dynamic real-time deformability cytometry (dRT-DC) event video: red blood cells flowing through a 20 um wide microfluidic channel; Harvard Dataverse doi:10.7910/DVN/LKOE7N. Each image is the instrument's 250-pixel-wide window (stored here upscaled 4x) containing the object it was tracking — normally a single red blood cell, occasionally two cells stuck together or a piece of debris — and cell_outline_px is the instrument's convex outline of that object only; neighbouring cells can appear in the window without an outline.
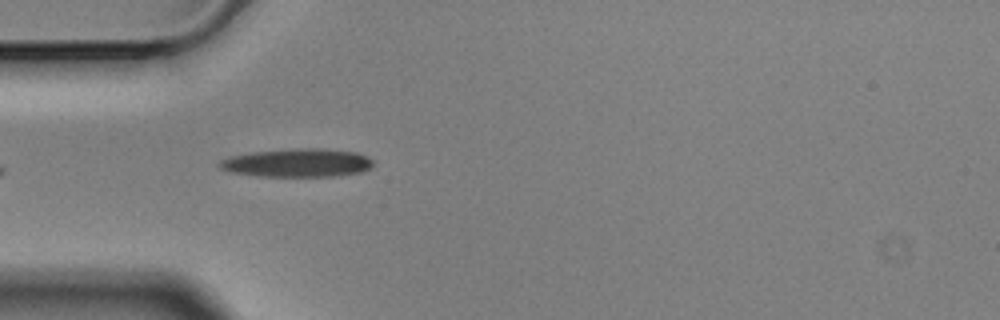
{"species": "Egyptian fruit bat (a non-hibernating species)", "species_latin": "Rousettus aegyptiacus", "temperature_condition": "cold", "stored_images_in_passage": 6, "camera_frame_rate_fps": 3000, "um_per_image_px": 0.085, "animal": {"sex": "male"}, "frame": {"image": 1, "passage_image": 5, "time_ms": 1.333, "image_size_px": [1000, 320], "cell_outline_px": [[376, 160], [372, 168], [364, 172], [336, 176], [260, 176], [232, 172], [220, 168], [216, 164], [220, 160], [232, 156], [252, 152], [296, 148], [316, 148], [356, 152], [368, 156]], "centroid_in_image_um": [25.36, 13.84], "position_along_channel_um": 59.6, "area_um2": 25.61}}
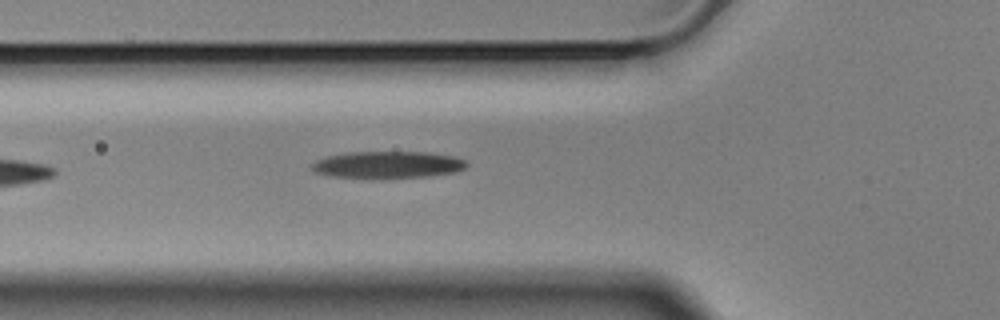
{"frame": {"image": 2, "passage_image": 6, "time_ms": 1.667, "image_size_px": [1000, 320], "cell_outline_px": [[468, 164], [464, 168], [456, 172], [428, 176], [384, 180], [332, 176], [316, 172], [312, 168], [312, 164], [316, 160], [328, 156], [344, 152], [428, 152], [456, 156], [464, 160]], "centroid_in_image_um": [32.98, 14.02], "position_along_channel_um": 92.8, "area_um2": 24.91}}